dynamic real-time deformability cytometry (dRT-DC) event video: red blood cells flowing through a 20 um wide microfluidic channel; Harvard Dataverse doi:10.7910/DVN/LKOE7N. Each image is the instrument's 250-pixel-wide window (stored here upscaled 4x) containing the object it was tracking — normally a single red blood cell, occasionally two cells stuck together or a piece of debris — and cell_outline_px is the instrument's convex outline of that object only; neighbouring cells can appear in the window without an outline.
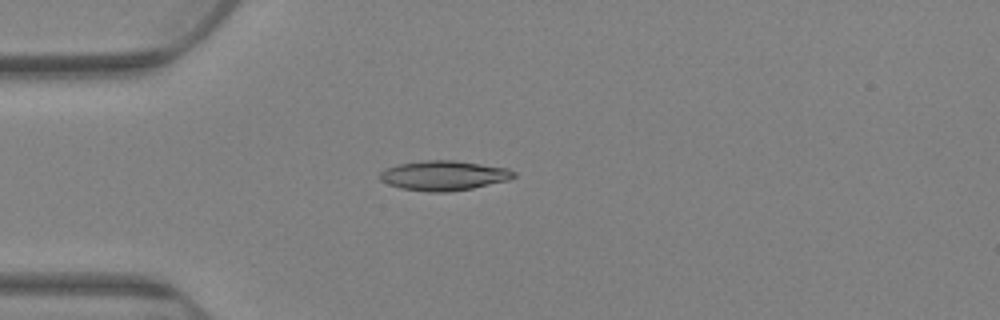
{"species": "Egyptian fruit bat (a non-hibernating species)", "species_latin": "Rousettus aegyptiacus", "temperature_condition": "warm", "stored_images_in_passage": 47, "camera_frame_rate_fps": 3000, "um_per_image_px": 0.085, "animal": {"sex": "female"}, "frame": {"image": 1, "passage_image": 1, "time_ms": 0.0, "image_size_px": [1000, 320], "cell_outline_px": [[516, 176], [508, 180], [472, 188], [448, 192], [428, 192], [400, 188], [388, 184], [380, 180], [380, 172], [384, 168], [400, 164], [424, 160], [456, 160], [508, 168], [516, 172]], "centroid_in_image_um": [37.72, 14.92], "position_along_channel_um": 47.3, "area_um2": 23.29}}
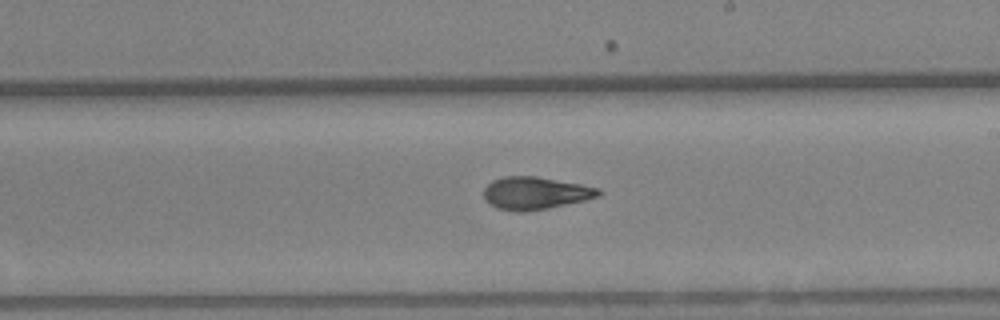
{"frame": {"image": 2, "passage_image": 26, "time_ms": 8.333, "image_size_px": [1000, 320], "cell_outline_px": [[600, 196], [584, 200], [548, 208], [520, 212], [516, 212], [496, 208], [484, 200], [484, 188], [492, 180], [504, 176], [536, 176], [580, 184], [600, 188]], "centroid_in_image_um": [45.46, 16.41], "position_along_channel_um": 243.5, "area_um2": 21.73}}
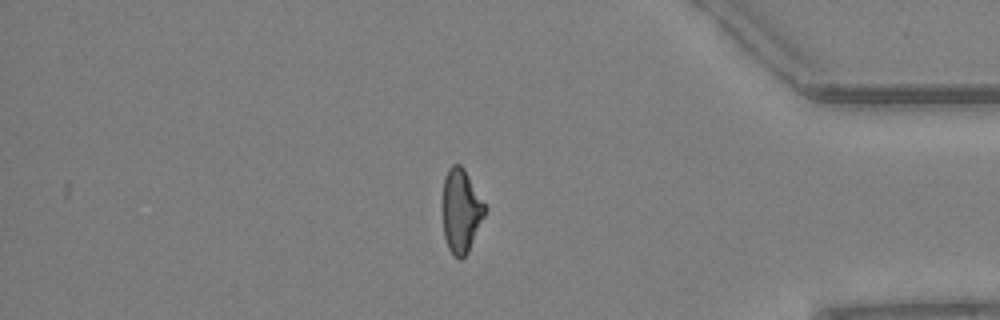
{"frame": {"image": 3, "passage_image": 47, "time_ms": 15.333, "image_size_px": [1000, 320], "cell_outline_px": [[488, 208], [468, 252], [460, 260], [448, 248], [444, 236], [444, 180], [448, 168], [452, 164], [460, 164], [464, 168]], "centroid_in_image_um": [39.22, 17.9], "position_along_channel_um": 396.0, "area_um2": 20.35}, "authors_computed_cell_mechanics": {"area_um2": 21.675, "velocity_mm_per_s": 2.5701, "shape_relaxation_time_tau1_ms": null, "shape_relaxation_time_tau2_ms": 4.3442, "deformation_change_tau1": null, "deformation_change_tau2": 0.1007}}